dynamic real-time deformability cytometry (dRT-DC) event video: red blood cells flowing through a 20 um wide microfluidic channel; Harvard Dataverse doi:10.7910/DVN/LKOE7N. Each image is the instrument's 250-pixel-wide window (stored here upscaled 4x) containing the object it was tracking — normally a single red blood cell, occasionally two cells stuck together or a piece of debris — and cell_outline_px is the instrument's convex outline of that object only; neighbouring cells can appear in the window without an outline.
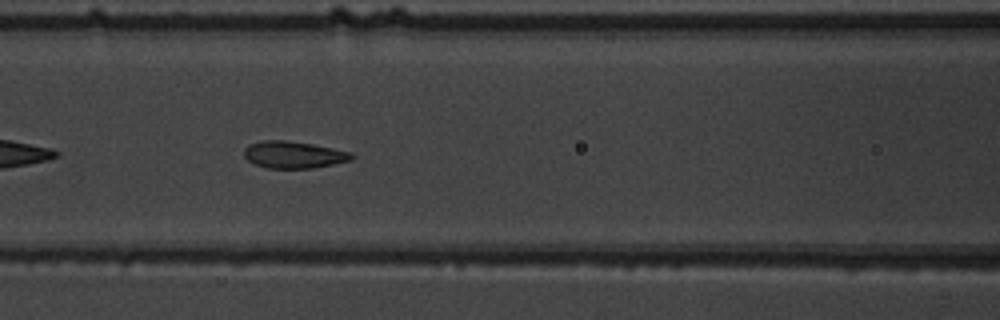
{"species": "common noctule bat (a hibernating species)", "species_latin": "Nyctalus noctula", "temperature_condition": "warm", "stored_images_in_passage": 8, "camera_frame_rate_fps": 3000, "um_per_image_px": 0.085, "animal": {"sex": "male", "body_mass_g": 19.5, "forearm_length_mm": 54.6}, "frame": {"image": 1, "passage_image": 7, "time_ms": 7.667, "image_size_px": [1000, 320], "cell_outline_px": [[356, 156], [352, 160], [312, 168], [268, 168], [256, 164], [248, 160], [244, 156], [244, 148], [248, 144], [264, 140], [284, 140], [312, 144], [352, 152]], "centroid_in_image_um": [24.97, 13.14], "position_along_channel_um": 141.6, "area_um2": 16.88}}